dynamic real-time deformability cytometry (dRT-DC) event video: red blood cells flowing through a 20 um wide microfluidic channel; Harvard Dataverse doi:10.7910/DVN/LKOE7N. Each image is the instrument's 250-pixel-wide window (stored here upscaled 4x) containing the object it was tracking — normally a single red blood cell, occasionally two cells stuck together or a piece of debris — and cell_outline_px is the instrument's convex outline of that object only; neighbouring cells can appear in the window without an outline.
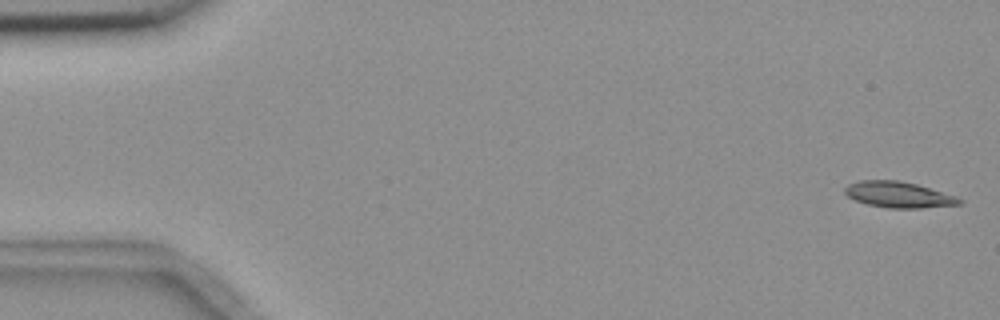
{"species": "common noctule bat (a hibernating species)", "species_latin": "Nyctalus noctula", "temperature_condition": "room temperature", "stored_images_in_passage": 6, "camera_frame_rate_fps": 3000, "um_per_image_px": 0.085, "animal": {"sex": "female", "body_mass_g": 18.4}, "frame": {"image": 1, "passage_image": 1, "time_ms": 0.0, "image_size_px": [1000, 320], "cell_outline_px": [[964, 204], [920, 208], [888, 208], [868, 204], [856, 200], [848, 196], [844, 192], [844, 188], [848, 184], [860, 180], [900, 180], [916, 184], [956, 196], [964, 200]], "centroid_in_image_um": [76.4, 16.54], "position_along_channel_um": 8.6, "area_um2": 17.34}}
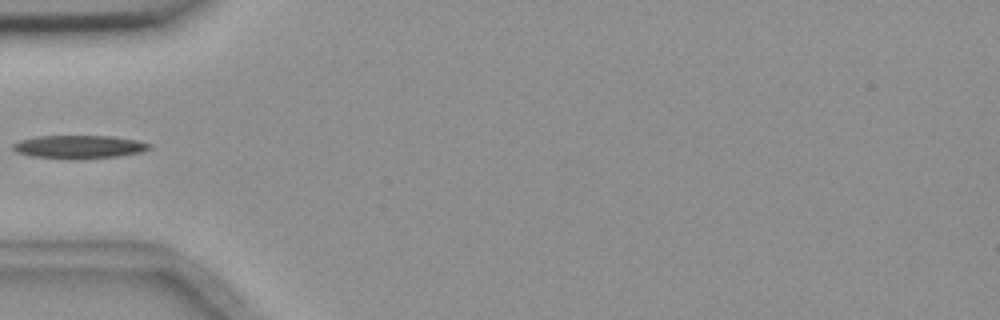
{"frame": {"image": 2, "passage_image": 5, "time_ms": 5.667, "image_size_px": [1000, 320], "cell_outline_px": [[152, 148], [140, 152], [116, 156], [80, 160], [68, 160], [28, 156], [16, 152], [12, 148], [12, 144], [20, 140], [40, 136], [112, 136], [136, 140], [152, 144]], "centroid_in_image_um": [6.69, 12.5], "position_along_channel_um": 78.3, "area_um2": 18.79}}
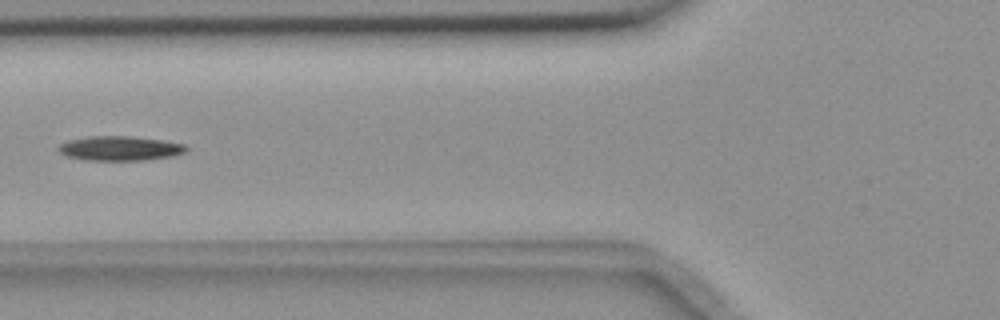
{"frame": {"image": 3, "passage_image": 6, "time_ms": 6.667, "image_size_px": [1000, 320], "cell_outline_px": [[188, 148], [184, 152], [172, 156], [144, 160], [84, 160], [68, 156], [60, 152], [56, 148], [60, 144], [68, 140], [88, 136], [132, 136], [160, 140], [184, 144]], "centroid_in_image_um": [10.16, 12.6], "position_along_channel_um": 115.6, "area_um2": 18.15}}